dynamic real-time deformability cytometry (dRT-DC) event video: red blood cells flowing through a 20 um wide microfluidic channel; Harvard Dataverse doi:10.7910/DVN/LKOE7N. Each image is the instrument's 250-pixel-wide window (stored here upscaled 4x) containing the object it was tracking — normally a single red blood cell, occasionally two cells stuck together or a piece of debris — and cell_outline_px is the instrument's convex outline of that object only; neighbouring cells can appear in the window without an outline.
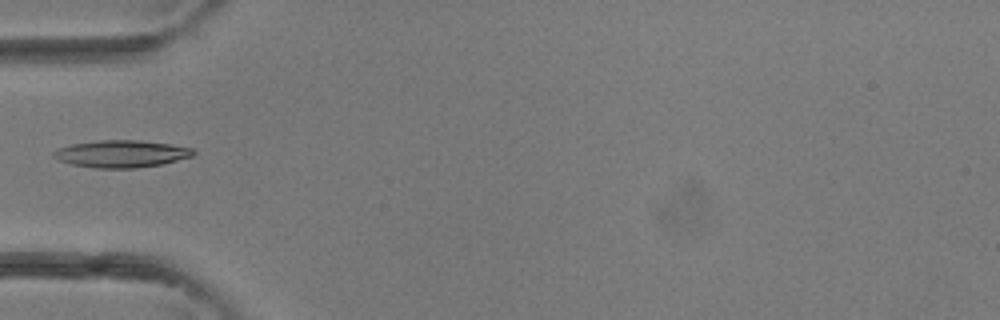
{"species": "common noctule bat (a hibernating species)", "species_latin": "Nyctalus noctula", "temperature_condition": "room temperature", "stored_images_in_passage": 1, "camera_frame_rate_fps": 3000, "um_per_image_px": 0.085, "animal": {"sex": "female"}, "frame": {"image": 1, "passage_image": 1, "time_ms": 0.0, "image_size_px": [1000, 320], "cell_outline_px": [[196, 152], [192, 156], [164, 164], [136, 168], [96, 168], [72, 164], [60, 160], [52, 156], [52, 152], [60, 148], [72, 144], [96, 140], [140, 140], [172, 144], [192, 148]], "centroid_in_image_um": [10.35, 13.07], "position_along_channel_um": 74.7, "area_um2": 22.2}}